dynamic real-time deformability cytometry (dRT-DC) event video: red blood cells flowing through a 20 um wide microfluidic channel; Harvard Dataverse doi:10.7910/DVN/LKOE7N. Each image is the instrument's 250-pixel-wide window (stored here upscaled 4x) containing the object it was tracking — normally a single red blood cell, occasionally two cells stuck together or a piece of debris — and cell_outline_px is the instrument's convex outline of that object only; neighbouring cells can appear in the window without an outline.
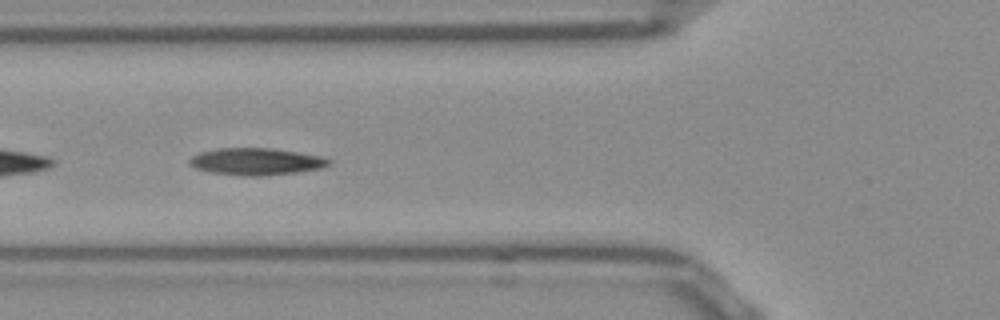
{"species": "Egyptian fruit bat (a non-hibernating species)", "species_latin": "Rousettus aegyptiacus", "temperature_condition": "room temperature", "stored_images_in_passage": 15, "camera_frame_rate_fps": 3000, "um_per_image_px": 0.085, "frame": {"image": 1, "passage_image": 5, "time_ms": 1.333, "image_size_px": [1000, 320], "cell_outline_px": [[332, 160], [328, 164], [320, 168], [296, 172], [260, 176], [244, 176], [212, 172], [196, 168], [188, 164], [188, 160], [192, 156], [200, 152], [220, 148], [272, 148], [320, 156]], "centroid_in_image_um": [21.73, 13.73], "position_along_channel_um": 104.1, "area_um2": 21.68}}
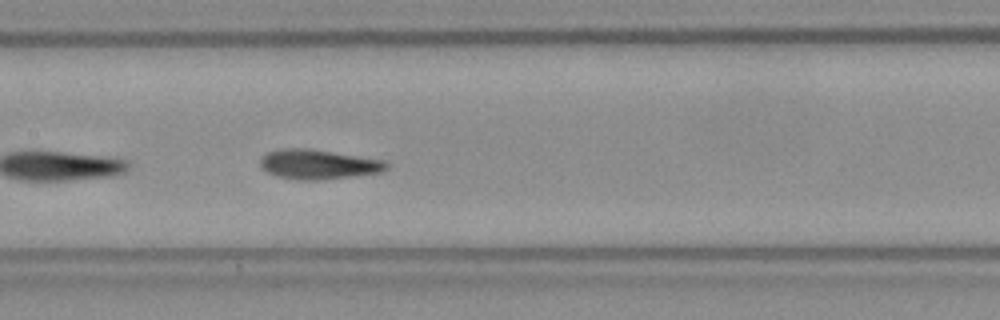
{"frame": {"image": 2, "passage_image": 11, "time_ms": 3.333, "image_size_px": [1000, 320], "cell_outline_px": [[388, 168], [380, 172], [316, 180], [300, 180], [280, 176], [268, 172], [260, 164], [260, 156], [268, 152], [280, 148], [308, 148], [388, 160]], "centroid_in_image_um": [27.07, 13.94], "position_along_channel_um": 180.3, "area_um2": 21.68}}